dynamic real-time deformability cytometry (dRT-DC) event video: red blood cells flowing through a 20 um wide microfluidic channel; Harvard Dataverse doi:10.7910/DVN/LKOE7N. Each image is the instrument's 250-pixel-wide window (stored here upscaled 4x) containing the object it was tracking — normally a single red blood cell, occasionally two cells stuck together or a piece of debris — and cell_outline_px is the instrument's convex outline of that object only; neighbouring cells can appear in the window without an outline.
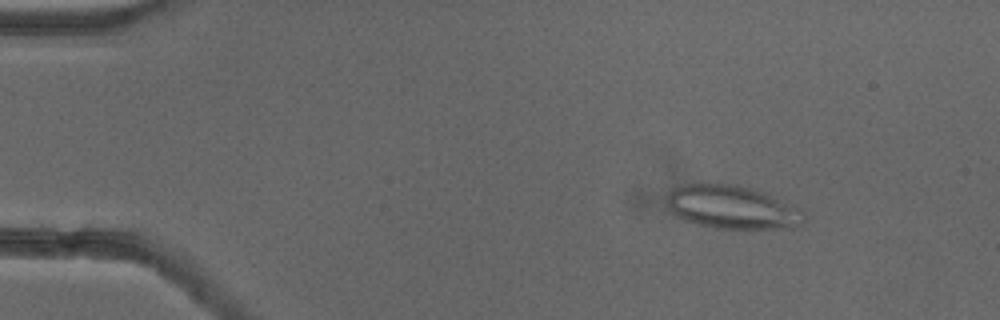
{"species": "common noctule bat (a hibernating species)", "species_latin": "Nyctalus noctula", "temperature_condition": "cold", "stored_images_in_passage": 52, "camera_frame_rate_fps": 3000, "um_per_image_px": 0.085, "animal": {"sex": "female"}, "frame": {"image": 1, "passage_image": 7, "time_ms": 2.0, "image_size_px": [1000, 320], "cell_outline_px": [[804, 220], [800, 224], [792, 228], [712, 228], [696, 224], [684, 220], [676, 216], [668, 208], [668, 196], [672, 188], [688, 184], [736, 184], [772, 196], [804, 208]], "centroid_in_image_um": [62.25, 17.63], "position_along_channel_um": 22.8, "area_um2": 34.51}}
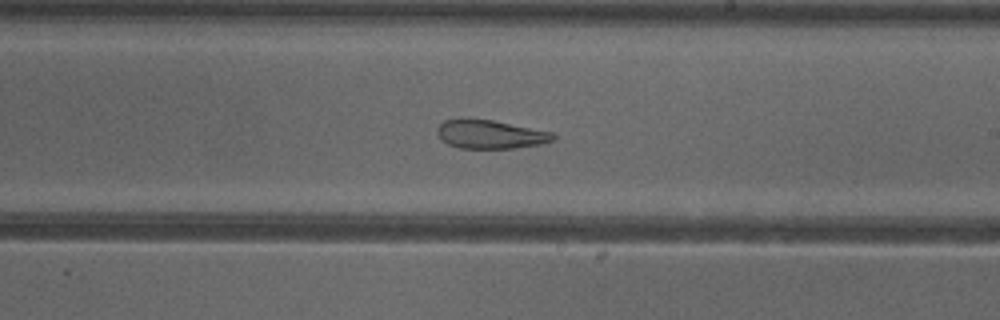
{"frame": {"image": 2, "passage_image": 31, "time_ms": 10.0, "image_size_px": [1000, 320], "cell_outline_px": [[556, 136], [552, 140], [540, 144], [516, 148], [460, 148], [448, 144], [440, 140], [436, 132], [436, 128], [444, 120], [492, 120], [552, 132]], "centroid_in_image_um": [41.65, 11.44], "position_along_channel_um": 247.3, "area_um2": 19.02}}
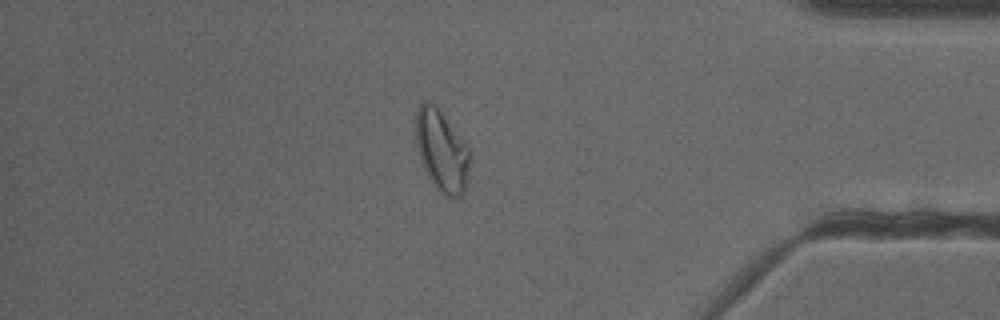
{"frame": {"image": 3, "passage_image": 45, "time_ms": 14.667, "image_size_px": [1000, 320], "cell_outline_px": [[468, 184], [464, 192], [460, 196], [444, 196], [436, 188], [428, 176], [420, 160], [416, 144], [416, 108], [424, 100], [428, 100], [436, 104], [468, 144]], "centroid_in_image_um": [37.53, 12.77], "position_along_channel_um": 397.7, "area_um2": 25.95}, "authors_computed_cell_mechanics": {"area_um2": 26.1545, "velocity_mm_per_s": 3.8882, "shape_relaxation_time_tau1_ms": null, "shape_relaxation_time_tau2_ms": 2.5637, "deformation_change_tau1": null, "deformation_change_tau2": 0.1081}}